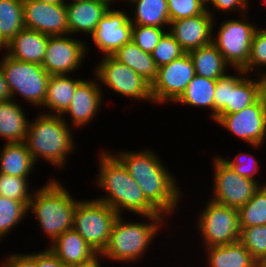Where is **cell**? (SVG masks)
Masks as SVG:
<instances>
[{
    "label": "cell",
    "mask_w": 266,
    "mask_h": 267,
    "mask_svg": "<svg viewBox=\"0 0 266 267\" xmlns=\"http://www.w3.org/2000/svg\"><path fill=\"white\" fill-rule=\"evenodd\" d=\"M48 44V35L24 28L6 46L5 54L11 58L42 64Z\"/></svg>",
    "instance_id": "44dd1931"
},
{
    "label": "cell",
    "mask_w": 266,
    "mask_h": 267,
    "mask_svg": "<svg viewBox=\"0 0 266 267\" xmlns=\"http://www.w3.org/2000/svg\"><path fill=\"white\" fill-rule=\"evenodd\" d=\"M167 31L168 28L133 25L131 40L144 52L151 54Z\"/></svg>",
    "instance_id": "f35d334b"
},
{
    "label": "cell",
    "mask_w": 266,
    "mask_h": 267,
    "mask_svg": "<svg viewBox=\"0 0 266 267\" xmlns=\"http://www.w3.org/2000/svg\"><path fill=\"white\" fill-rule=\"evenodd\" d=\"M48 4H65L64 0H37Z\"/></svg>",
    "instance_id": "c3c4849f"
},
{
    "label": "cell",
    "mask_w": 266,
    "mask_h": 267,
    "mask_svg": "<svg viewBox=\"0 0 266 267\" xmlns=\"http://www.w3.org/2000/svg\"><path fill=\"white\" fill-rule=\"evenodd\" d=\"M255 76L259 85V99L266 106V71H261Z\"/></svg>",
    "instance_id": "bcb514c9"
},
{
    "label": "cell",
    "mask_w": 266,
    "mask_h": 267,
    "mask_svg": "<svg viewBox=\"0 0 266 267\" xmlns=\"http://www.w3.org/2000/svg\"><path fill=\"white\" fill-rule=\"evenodd\" d=\"M116 0H79L66 3L68 34L88 35L89 38L99 21ZM77 33V34H76Z\"/></svg>",
    "instance_id": "d6986e66"
},
{
    "label": "cell",
    "mask_w": 266,
    "mask_h": 267,
    "mask_svg": "<svg viewBox=\"0 0 266 267\" xmlns=\"http://www.w3.org/2000/svg\"><path fill=\"white\" fill-rule=\"evenodd\" d=\"M72 131V127L59 115L41 111L29 120L24 143L35 164L43 160L53 168H66L68 157L75 152L77 145Z\"/></svg>",
    "instance_id": "3957f363"
},
{
    "label": "cell",
    "mask_w": 266,
    "mask_h": 267,
    "mask_svg": "<svg viewBox=\"0 0 266 267\" xmlns=\"http://www.w3.org/2000/svg\"><path fill=\"white\" fill-rule=\"evenodd\" d=\"M29 179V177H16L0 173V196L20 201L28 208L35 191L29 190L31 189Z\"/></svg>",
    "instance_id": "e575fe53"
},
{
    "label": "cell",
    "mask_w": 266,
    "mask_h": 267,
    "mask_svg": "<svg viewBox=\"0 0 266 267\" xmlns=\"http://www.w3.org/2000/svg\"><path fill=\"white\" fill-rule=\"evenodd\" d=\"M67 1H68V0H64L65 4H66V3L75 2V1H79V0H69L68 2H67Z\"/></svg>",
    "instance_id": "816d5d0a"
},
{
    "label": "cell",
    "mask_w": 266,
    "mask_h": 267,
    "mask_svg": "<svg viewBox=\"0 0 266 267\" xmlns=\"http://www.w3.org/2000/svg\"><path fill=\"white\" fill-rule=\"evenodd\" d=\"M216 80L195 75L187 85L182 95L175 104L187 105V107L206 108L210 111V119L214 120V91ZM212 111V112H211Z\"/></svg>",
    "instance_id": "f546056e"
},
{
    "label": "cell",
    "mask_w": 266,
    "mask_h": 267,
    "mask_svg": "<svg viewBox=\"0 0 266 267\" xmlns=\"http://www.w3.org/2000/svg\"><path fill=\"white\" fill-rule=\"evenodd\" d=\"M118 62L126 64L150 85L155 81L158 67L150 53L144 52L132 40L124 44L113 55Z\"/></svg>",
    "instance_id": "f1b7e54d"
},
{
    "label": "cell",
    "mask_w": 266,
    "mask_h": 267,
    "mask_svg": "<svg viewBox=\"0 0 266 267\" xmlns=\"http://www.w3.org/2000/svg\"><path fill=\"white\" fill-rule=\"evenodd\" d=\"M186 52L181 48L180 44L175 38L167 31L157 46L151 53L157 67L169 64L171 61L180 58Z\"/></svg>",
    "instance_id": "8d00e7d4"
},
{
    "label": "cell",
    "mask_w": 266,
    "mask_h": 267,
    "mask_svg": "<svg viewBox=\"0 0 266 267\" xmlns=\"http://www.w3.org/2000/svg\"><path fill=\"white\" fill-rule=\"evenodd\" d=\"M204 251L207 267H261L240 241L207 247Z\"/></svg>",
    "instance_id": "484cf974"
},
{
    "label": "cell",
    "mask_w": 266,
    "mask_h": 267,
    "mask_svg": "<svg viewBox=\"0 0 266 267\" xmlns=\"http://www.w3.org/2000/svg\"><path fill=\"white\" fill-rule=\"evenodd\" d=\"M229 96V72L216 80L214 91V119L226 107Z\"/></svg>",
    "instance_id": "b9f144b4"
},
{
    "label": "cell",
    "mask_w": 266,
    "mask_h": 267,
    "mask_svg": "<svg viewBox=\"0 0 266 267\" xmlns=\"http://www.w3.org/2000/svg\"><path fill=\"white\" fill-rule=\"evenodd\" d=\"M71 36L48 35L46 53L41 65L50 75H71L84 65L89 51L88 44L84 39L78 40V37Z\"/></svg>",
    "instance_id": "4fadbf2b"
},
{
    "label": "cell",
    "mask_w": 266,
    "mask_h": 267,
    "mask_svg": "<svg viewBox=\"0 0 266 267\" xmlns=\"http://www.w3.org/2000/svg\"><path fill=\"white\" fill-rule=\"evenodd\" d=\"M102 265H103L102 264V257L98 256L95 260H93L92 262H90L88 264L74 266V267H102Z\"/></svg>",
    "instance_id": "7dc6e473"
},
{
    "label": "cell",
    "mask_w": 266,
    "mask_h": 267,
    "mask_svg": "<svg viewBox=\"0 0 266 267\" xmlns=\"http://www.w3.org/2000/svg\"><path fill=\"white\" fill-rule=\"evenodd\" d=\"M0 148V173L16 177H30L36 164L24 142L5 143Z\"/></svg>",
    "instance_id": "4316f807"
},
{
    "label": "cell",
    "mask_w": 266,
    "mask_h": 267,
    "mask_svg": "<svg viewBox=\"0 0 266 267\" xmlns=\"http://www.w3.org/2000/svg\"><path fill=\"white\" fill-rule=\"evenodd\" d=\"M72 77L73 75H50L46 98L40 111L44 108V114L59 116L66 112L77 85L84 79Z\"/></svg>",
    "instance_id": "603a6c76"
},
{
    "label": "cell",
    "mask_w": 266,
    "mask_h": 267,
    "mask_svg": "<svg viewBox=\"0 0 266 267\" xmlns=\"http://www.w3.org/2000/svg\"><path fill=\"white\" fill-rule=\"evenodd\" d=\"M94 78L83 79L76 87L75 93L70 101L69 108L62 115L64 121L71 127L82 128L94 121L99 110L104 107L105 93L99 85L95 75ZM68 116V120H67ZM66 117V118H65ZM70 117V118H69ZM94 119V120H93ZM70 123H69V122Z\"/></svg>",
    "instance_id": "2e32d148"
},
{
    "label": "cell",
    "mask_w": 266,
    "mask_h": 267,
    "mask_svg": "<svg viewBox=\"0 0 266 267\" xmlns=\"http://www.w3.org/2000/svg\"><path fill=\"white\" fill-rule=\"evenodd\" d=\"M113 4L102 16L91 34L94 46L98 49L97 54L111 56L124 44L129 43L132 38V23L129 20L128 11L120 10ZM126 11V12H125Z\"/></svg>",
    "instance_id": "9a60e30c"
},
{
    "label": "cell",
    "mask_w": 266,
    "mask_h": 267,
    "mask_svg": "<svg viewBox=\"0 0 266 267\" xmlns=\"http://www.w3.org/2000/svg\"><path fill=\"white\" fill-rule=\"evenodd\" d=\"M221 157L240 176L256 181L260 186L266 185V181L265 183H262L261 181L256 179V176H259L257 174H260V164L256 156H254L252 153L240 152L237 153L233 159L226 157L224 158V156Z\"/></svg>",
    "instance_id": "74e56055"
},
{
    "label": "cell",
    "mask_w": 266,
    "mask_h": 267,
    "mask_svg": "<svg viewBox=\"0 0 266 267\" xmlns=\"http://www.w3.org/2000/svg\"><path fill=\"white\" fill-rule=\"evenodd\" d=\"M101 59L93 68V74L97 77L101 89L107 87L117 95L133 99V102L139 100V103H153L151 85L137 72L112 56H103Z\"/></svg>",
    "instance_id": "30bf717a"
},
{
    "label": "cell",
    "mask_w": 266,
    "mask_h": 267,
    "mask_svg": "<svg viewBox=\"0 0 266 267\" xmlns=\"http://www.w3.org/2000/svg\"><path fill=\"white\" fill-rule=\"evenodd\" d=\"M119 214L94 198L80 199L74 213L73 229L100 255L108 244Z\"/></svg>",
    "instance_id": "ba28073f"
},
{
    "label": "cell",
    "mask_w": 266,
    "mask_h": 267,
    "mask_svg": "<svg viewBox=\"0 0 266 267\" xmlns=\"http://www.w3.org/2000/svg\"><path fill=\"white\" fill-rule=\"evenodd\" d=\"M214 19L206 10L203 14L170 22L168 32L188 53L212 42Z\"/></svg>",
    "instance_id": "ac0fdd59"
},
{
    "label": "cell",
    "mask_w": 266,
    "mask_h": 267,
    "mask_svg": "<svg viewBox=\"0 0 266 267\" xmlns=\"http://www.w3.org/2000/svg\"><path fill=\"white\" fill-rule=\"evenodd\" d=\"M240 228L266 225V185L254 193L253 197L238 209Z\"/></svg>",
    "instance_id": "1f68e13d"
},
{
    "label": "cell",
    "mask_w": 266,
    "mask_h": 267,
    "mask_svg": "<svg viewBox=\"0 0 266 267\" xmlns=\"http://www.w3.org/2000/svg\"><path fill=\"white\" fill-rule=\"evenodd\" d=\"M249 12L239 15L238 19L230 18L219 23L214 19L212 43L222 53L225 62L234 69L243 70L248 63L252 37L259 24L250 23ZM216 21V22H215ZM216 23L219 28L214 31ZM215 36V37H214Z\"/></svg>",
    "instance_id": "52a82bcc"
},
{
    "label": "cell",
    "mask_w": 266,
    "mask_h": 267,
    "mask_svg": "<svg viewBox=\"0 0 266 267\" xmlns=\"http://www.w3.org/2000/svg\"><path fill=\"white\" fill-rule=\"evenodd\" d=\"M250 0H210V2L206 5V10L214 17L216 18L215 12H222L224 16L226 14L230 15V12L235 13V15H243L250 11L249 4ZM213 7V10H212ZM213 11V12H212ZM228 12V13H227ZM239 13V14H237Z\"/></svg>",
    "instance_id": "60d3db41"
},
{
    "label": "cell",
    "mask_w": 266,
    "mask_h": 267,
    "mask_svg": "<svg viewBox=\"0 0 266 267\" xmlns=\"http://www.w3.org/2000/svg\"><path fill=\"white\" fill-rule=\"evenodd\" d=\"M124 4L126 7L130 6L131 12L128 11V13L132 25L169 28L167 0H125Z\"/></svg>",
    "instance_id": "d4e9b609"
},
{
    "label": "cell",
    "mask_w": 266,
    "mask_h": 267,
    "mask_svg": "<svg viewBox=\"0 0 266 267\" xmlns=\"http://www.w3.org/2000/svg\"><path fill=\"white\" fill-rule=\"evenodd\" d=\"M26 217L28 208L22 202L0 196V240L7 238Z\"/></svg>",
    "instance_id": "d6a6232c"
},
{
    "label": "cell",
    "mask_w": 266,
    "mask_h": 267,
    "mask_svg": "<svg viewBox=\"0 0 266 267\" xmlns=\"http://www.w3.org/2000/svg\"><path fill=\"white\" fill-rule=\"evenodd\" d=\"M155 150L122 149L112 153L136 181L146 199L167 219L180 208L184 192L181 191L177 177L165 167ZM168 168V169H167ZM176 210V211H175Z\"/></svg>",
    "instance_id": "6da1fadb"
},
{
    "label": "cell",
    "mask_w": 266,
    "mask_h": 267,
    "mask_svg": "<svg viewBox=\"0 0 266 267\" xmlns=\"http://www.w3.org/2000/svg\"><path fill=\"white\" fill-rule=\"evenodd\" d=\"M195 75L194 64L188 53L159 67L157 77L151 84L153 104H174Z\"/></svg>",
    "instance_id": "5bb4252c"
},
{
    "label": "cell",
    "mask_w": 266,
    "mask_h": 267,
    "mask_svg": "<svg viewBox=\"0 0 266 267\" xmlns=\"http://www.w3.org/2000/svg\"><path fill=\"white\" fill-rule=\"evenodd\" d=\"M212 158L213 191L211 193L213 194L209 199L239 209L253 197L260 185L237 174L221 155L216 154Z\"/></svg>",
    "instance_id": "8fae6325"
},
{
    "label": "cell",
    "mask_w": 266,
    "mask_h": 267,
    "mask_svg": "<svg viewBox=\"0 0 266 267\" xmlns=\"http://www.w3.org/2000/svg\"><path fill=\"white\" fill-rule=\"evenodd\" d=\"M23 16L25 28L49 36L68 34L66 4L23 0Z\"/></svg>",
    "instance_id": "e0dca14e"
},
{
    "label": "cell",
    "mask_w": 266,
    "mask_h": 267,
    "mask_svg": "<svg viewBox=\"0 0 266 267\" xmlns=\"http://www.w3.org/2000/svg\"><path fill=\"white\" fill-rule=\"evenodd\" d=\"M196 218L195 228L202 247L227 245L239 241L241 235L238 209L219 204L211 199L205 202Z\"/></svg>",
    "instance_id": "9c48e42d"
},
{
    "label": "cell",
    "mask_w": 266,
    "mask_h": 267,
    "mask_svg": "<svg viewBox=\"0 0 266 267\" xmlns=\"http://www.w3.org/2000/svg\"><path fill=\"white\" fill-rule=\"evenodd\" d=\"M1 267H37V252L9 253L1 260Z\"/></svg>",
    "instance_id": "7bdbcfd3"
},
{
    "label": "cell",
    "mask_w": 266,
    "mask_h": 267,
    "mask_svg": "<svg viewBox=\"0 0 266 267\" xmlns=\"http://www.w3.org/2000/svg\"><path fill=\"white\" fill-rule=\"evenodd\" d=\"M239 241L261 267L266 266V225L241 228Z\"/></svg>",
    "instance_id": "836d02e7"
},
{
    "label": "cell",
    "mask_w": 266,
    "mask_h": 267,
    "mask_svg": "<svg viewBox=\"0 0 266 267\" xmlns=\"http://www.w3.org/2000/svg\"><path fill=\"white\" fill-rule=\"evenodd\" d=\"M264 70H266V28L258 27L253 34L249 60L243 71L248 75H256Z\"/></svg>",
    "instance_id": "d590c367"
},
{
    "label": "cell",
    "mask_w": 266,
    "mask_h": 267,
    "mask_svg": "<svg viewBox=\"0 0 266 267\" xmlns=\"http://www.w3.org/2000/svg\"><path fill=\"white\" fill-rule=\"evenodd\" d=\"M23 0H0V36L8 43L24 29Z\"/></svg>",
    "instance_id": "4dcf8cb0"
},
{
    "label": "cell",
    "mask_w": 266,
    "mask_h": 267,
    "mask_svg": "<svg viewBox=\"0 0 266 267\" xmlns=\"http://www.w3.org/2000/svg\"><path fill=\"white\" fill-rule=\"evenodd\" d=\"M170 22L203 14L206 6L201 0H167Z\"/></svg>",
    "instance_id": "ab89813d"
},
{
    "label": "cell",
    "mask_w": 266,
    "mask_h": 267,
    "mask_svg": "<svg viewBox=\"0 0 266 267\" xmlns=\"http://www.w3.org/2000/svg\"><path fill=\"white\" fill-rule=\"evenodd\" d=\"M213 122L255 150L265 145L266 106L260 99L240 112L217 115Z\"/></svg>",
    "instance_id": "7c38bea8"
},
{
    "label": "cell",
    "mask_w": 266,
    "mask_h": 267,
    "mask_svg": "<svg viewBox=\"0 0 266 267\" xmlns=\"http://www.w3.org/2000/svg\"><path fill=\"white\" fill-rule=\"evenodd\" d=\"M98 154V175L94 181L105 195L96 196L97 200L113 208L119 215H125L126 212L134 216L161 214L146 199L136 181L112 152L103 149Z\"/></svg>",
    "instance_id": "7a4b0ae2"
},
{
    "label": "cell",
    "mask_w": 266,
    "mask_h": 267,
    "mask_svg": "<svg viewBox=\"0 0 266 267\" xmlns=\"http://www.w3.org/2000/svg\"><path fill=\"white\" fill-rule=\"evenodd\" d=\"M59 179L48 178L38 186L28 205V214L38 222L50 243L67 230L73 229L77 200ZM70 192V193H69Z\"/></svg>",
    "instance_id": "5b68a950"
},
{
    "label": "cell",
    "mask_w": 266,
    "mask_h": 267,
    "mask_svg": "<svg viewBox=\"0 0 266 267\" xmlns=\"http://www.w3.org/2000/svg\"><path fill=\"white\" fill-rule=\"evenodd\" d=\"M47 247L66 267L84 265L99 254L80 236L70 229L55 238Z\"/></svg>",
    "instance_id": "ffe728a7"
},
{
    "label": "cell",
    "mask_w": 266,
    "mask_h": 267,
    "mask_svg": "<svg viewBox=\"0 0 266 267\" xmlns=\"http://www.w3.org/2000/svg\"><path fill=\"white\" fill-rule=\"evenodd\" d=\"M37 267H66L48 248L37 252Z\"/></svg>",
    "instance_id": "ee69618b"
},
{
    "label": "cell",
    "mask_w": 266,
    "mask_h": 267,
    "mask_svg": "<svg viewBox=\"0 0 266 267\" xmlns=\"http://www.w3.org/2000/svg\"><path fill=\"white\" fill-rule=\"evenodd\" d=\"M142 223L126 220L125 215H119L116 219L107 246L99 255L108 261H117L125 264L139 262L140 258L147 254L148 248L153 244L156 235L165 225L169 227L168 219L163 215H139ZM126 220V221H125ZM146 221V222H145ZM167 221V222H166ZM105 257V258H104Z\"/></svg>",
    "instance_id": "277c9868"
},
{
    "label": "cell",
    "mask_w": 266,
    "mask_h": 267,
    "mask_svg": "<svg viewBox=\"0 0 266 267\" xmlns=\"http://www.w3.org/2000/svg\"><path fill=\"white\" fill-rule=\"evenodd\" d=\"M12 99L7 81L0 65V102Z\"/></svg>",
    "instance_id": "f6af8a7d"
},
{
    "label": "cell",
    "mask_w": 266,
    "mask_h": 267,
    "mask_svg": "<svg viewBox=\"0 0 266 267\" xmlns=\"http://www.w3.org/2000/svg\"><path fill=\"white\" fill-rule=\"evenodd\" d=\"M6 46H7V43L1 38V36H0V51L2 50H4V51H6Z\"/></svg>",
    "instance_id": "681fc988"
},
{
    "label": "cell",
    "mask_w": 266,
    "mask_h": 267,
    "mask_svg": "<svg viewBox=\"0 0 266 267\" xmlns=\"http://www.w3.org/2000/svg\"><path fill=\"white\" fill-rule=\"evenodd\" d=\"M202 2H203V4L206 6L209 2H210V0H201Z\"/></svg>",
    "instance_id": "f907efd6"
},
{
    "label": "cell",
    "mask_w": 266,
    "mask_h": 267,
    "mask_svg": "<svg viewBox=\"0 0 266 267\" xmlns=\"http://www.w3.org/2000/svg\"><path fill=\"white\" fill-rule=\"evenodd\" d=\"M20 102L13 99L0 102V138L5 143L24 142L29 118Z\"/></svg>",
    "instance_id": "cb8c5ba5"
},
{
    "label": "cell",
    "mask_w": 266,
    "mask_h": 267,
    "mask_svg": "<svg viewBox=\"0 0 266 267\" xmlns=\"http://www.w3.org/2000/svg\"><path fill=\"white\" fill-rule=\"evenodd\" d=\"M191 57L195 73L198 76L217 80L225 76L230 67L224 60L222 53L211 42L206 46L188 52Z\"/></svg>",
    "instance_id": "83f0119b"
},
{
    "label": "cell",
    "mask_w": 266,
    "mask_h": 267,
    "mask_svg": "<svg viewBox=\"0 0 266 267\" xmlns=\"http://www.w3.org/2000/svg\"><path fill=\"white\" fill-rule=\"evenodd\" d=\"M0 65L12 99L19 95L25 103L37 109L43 106L50 74L37 63H28L9 57L2 52Z\"/></svg>",
    "instance_id": "8992f818"
},
{
    "label": "cell",
    "mask_w": 266,
    "mask_h": 267,
    "mask_svg": "<svg viewBox=\"0 0 266 267\" xmlns=\"http://www.w3.org/2000/svg\"><path fill=\"white\" fill-rule=\"evenodd\" d=\"M236 74L229 71V96L226 107L218 114H233L240 112L259 99V85L256 77L241 69H234Z\"/></svg>",
    "instance_id": "7402d4cb"
},
{
    "label": "cell",
    "mask_w": 266,
    "mask_h": 267,
    "mask_svg": "<svg viewBox=\"0 0 266 267\" xmlns=\"http://www.w3.org/2000/svg\"><path fill=\"white\" fill-rule=\"evenodd\" d=\"M261 2H263V4H265V5H266V0H262Z\"/></svg>",
    "instance_id": "f5cc1de1"
}]
</instances>
